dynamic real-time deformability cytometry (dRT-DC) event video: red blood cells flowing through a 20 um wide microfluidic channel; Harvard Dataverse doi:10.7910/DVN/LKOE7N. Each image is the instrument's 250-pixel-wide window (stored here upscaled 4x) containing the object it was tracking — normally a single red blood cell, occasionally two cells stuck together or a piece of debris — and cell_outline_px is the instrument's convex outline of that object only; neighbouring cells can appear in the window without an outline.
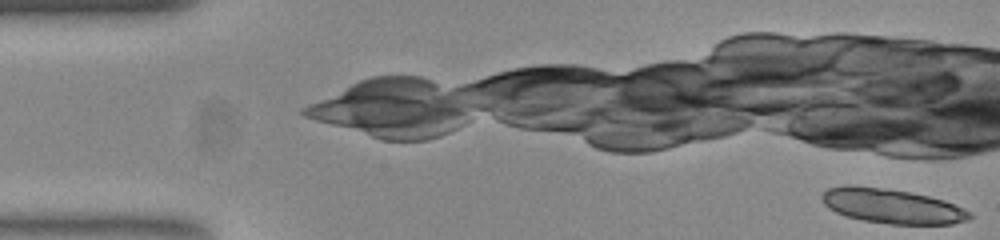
{"species": "common noctule bat (a hibernating species)", "species_latin": "Nyctalus noctula", "temperature_condition": "room temperature", "stored_images_in_passage": 7, "camera_frame_rate_fps": 3000, "um_per_image_px": 0.085, "animal": {"sex": "female", "body_mass_g": 23.0, "forearm_length_mm": 53.4}, "frame": {"image": 1, "passage_image": 1, "time_ms": 0.0, "image_size_px": [1000, 240], "cell_outline_px": [[972, 216], [968, 220], [952, 224], [888, 224], [864, 220], [844, 216], [828, 208], [824, 204], [820, 196], [828, 188], [848, 184], [880, 188], [908, 192], [928, 196], [944, 200], [964, 208], [972, 212]], "centroid_in_image_um": [75.81, 17.52], "position_along_channel_um": 9.2, "area_um2": 29.82}}